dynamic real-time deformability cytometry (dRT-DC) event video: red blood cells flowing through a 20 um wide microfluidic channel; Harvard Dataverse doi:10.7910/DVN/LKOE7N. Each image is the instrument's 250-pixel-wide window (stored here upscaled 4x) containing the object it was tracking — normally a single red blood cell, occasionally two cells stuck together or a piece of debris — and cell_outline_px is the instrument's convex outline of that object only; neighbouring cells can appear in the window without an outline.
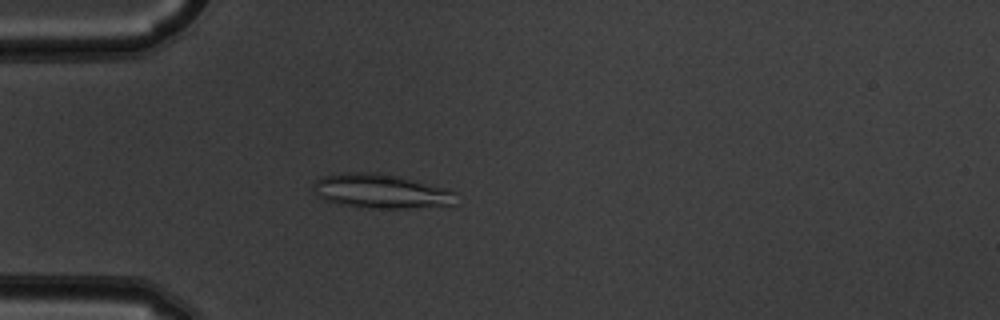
{"species": "common noctule bat (a hibernating species)", "species_latin": "Nyctalus noctula", "temperature_condition": "warm", "stored_images_in_passage": 46, "camera_frame_rate_fps": 3000, "um_per_image_px": 0.085, "animal": {"sex": "male", "body_mass_g": 19.5, "forearm_length_mm": 54.6}, "frame": {"image": 1, "passage_image": 9, "time_ms": 2.667, "image_size_px": [1000, 320], "cell_outline_px": [[456, 192], [452, 204], [408, 208], [368, 208], [340, 204], [324, 200], [316, 196], [312, 188], [312, 184], [320, 176], [344, 172], [380, 172], [400, 176], [448, 188]], "centroid_in_image_um": [32.31, 16.23], "position_along_channel_um": 52.7, "area_um2": 28.78}}
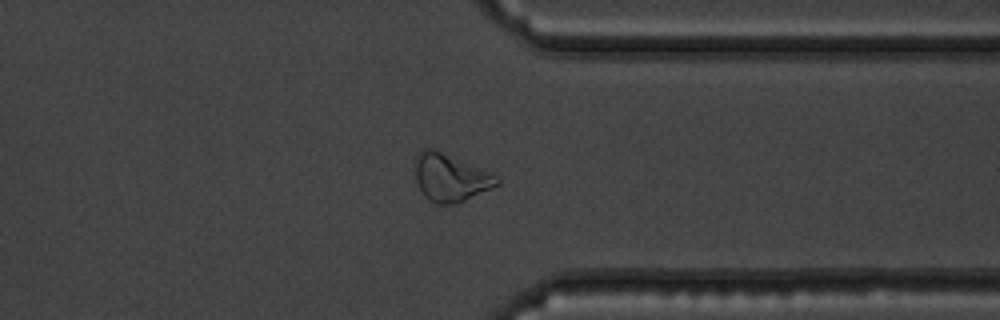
{"frame": {"image": 2, "passage_image": 35, "time_ms": 11.333, "image_size_px": [1000, 320], "cell_outline_px": [[500, 184], [456, 204], [436, 204], [424, 196], [416, 180], [416, 156], [424, 148], [436, 148], [492, 172], [500, 176]], "centroid_in_image_um": [38.32, 15.07], "position_along_channel_um": 373.1, "area_um2": 22.95}}
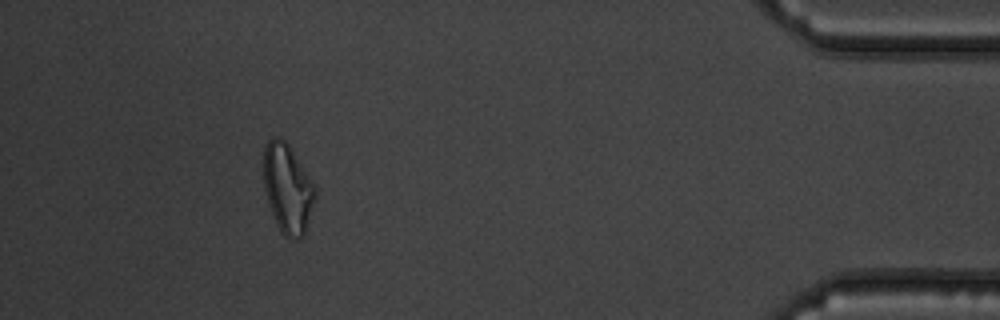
{"frame": {"image": 3, "passage_image": 42, "time_ms": 13.667, "image_size_px": [1000, 320], "cell_outline_px": [[316, 200], [304, 236], [296, 240], [292, 240], [284, 236], [276, 224], [268, 204], [264, 188], [264, 148], [268, 140], [276, 136], [284, 140], [288, 144], [312, 180], [316, 188]], "centroid_in_image_um": [24.46, 16.07], "position_along_channel_um": 410.7, "area_um2": 27.05}, "authors_computed_cell_mechanics": {"area_um2": 22.6287, "velocity_mm_per_s": 3.8498, "shape_relaxation_time_tau1_ms": null, "shape_relaxation_time_tau2_ms": 5.3056, "deformation_change_tau1": null, "deformation_change_tau2": 0.1127}}